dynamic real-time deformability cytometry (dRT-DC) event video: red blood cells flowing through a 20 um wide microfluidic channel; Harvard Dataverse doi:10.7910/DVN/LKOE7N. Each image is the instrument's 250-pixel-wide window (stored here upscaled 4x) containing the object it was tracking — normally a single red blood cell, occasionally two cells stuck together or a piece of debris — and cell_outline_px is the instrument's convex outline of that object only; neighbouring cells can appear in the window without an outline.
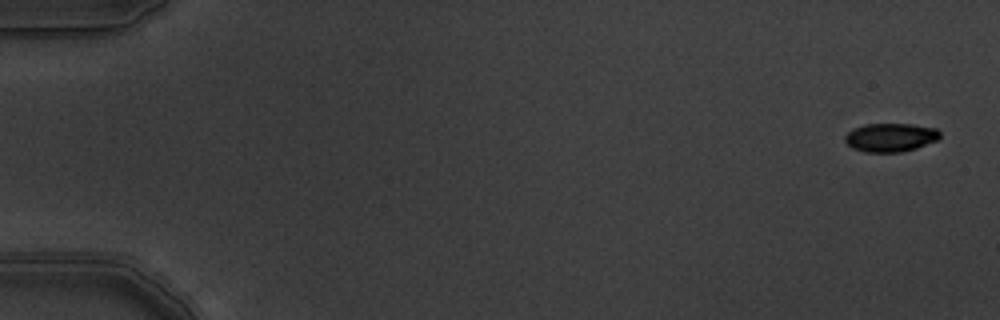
{"species": "common noctule bat (a hibernating species)", "species_latin": "Nyctalus noctula", "temperature_condition": "warm", "stored_images_in_passage": 6, "camera_frame_rate_fps": 3000, "um_per_image_px": 0.085, "animal": {"sex": "male", "body_mass_g": 19.5, "forearm_length_mm": 54.6}, "frame": {"image": 1, "passage_image": 1, "time_ms": 0.0, "image_size_px": [1000, 320], "cell_outline_px": [[940, 136], [936, 140], [916, 148], [900, 152], [864, 152], [852, 148], [844, 140], [844, 136], [852, 128], [868, 124], [912, 124], [936, 128], [940, 132]], "centroid_in_image_um": [75.66, 11.68], "position_along_channel_um": 9.3, "area_um2": 15.78}}
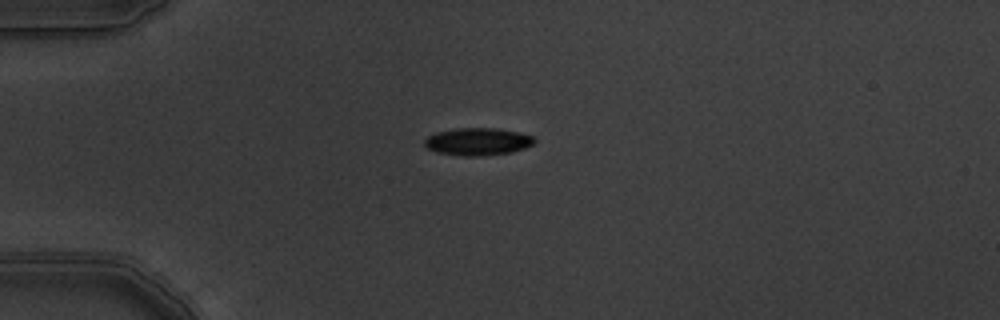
{"frame": {"image": 2, "passage_image": 5, "time_ms": 1.333, "image_size_px": [1000, 320], "cell_outline_px": [[536, 140], [532, 144], [524, 148], [512, 152], [480, 156], [460, 156], [436, 152], [428, 148], [424, 144], [424, 140], [428, 136], [436, 132], [456, 128], [496, 128], [520, 132], [532, 136]], "centroid_in_image_um": [40.59, 12.03], "position_along_channel_um": 44.4, "area_um2": 17.63}}